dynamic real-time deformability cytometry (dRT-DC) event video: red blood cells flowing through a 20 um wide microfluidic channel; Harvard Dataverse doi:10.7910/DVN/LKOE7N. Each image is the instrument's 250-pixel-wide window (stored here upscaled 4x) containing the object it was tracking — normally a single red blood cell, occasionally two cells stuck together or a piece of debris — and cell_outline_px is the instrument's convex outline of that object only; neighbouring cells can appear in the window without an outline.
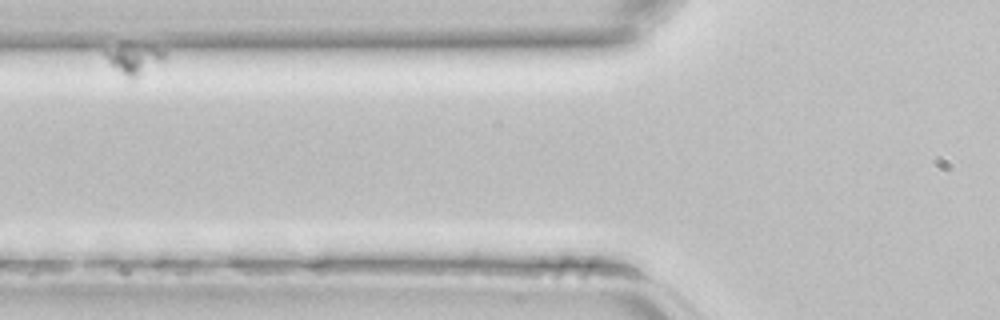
{"species": "common noctule bat (a hibernating species)", "species_latin": "Nyctalus noctula", "temperature_condition": "room temperature", "stored_images_in_passage": 7, "segment_of_instrument_passage": [2, 2], "camera_frame_rate_fps": 3000, "um_per_image_px": 0.085, "animal": {"sex": "female", "body_mass_g": 22.7, "forearm_length_mm": 54.2}, "frame": {"image": 1, "passage_image": 5, "time_ms": 1.333, "image_size_px": [1000, 320], "cell_outline_px": [[164, 60], [132, 80], [128, 80], [104, 56], [104, 52], [128, 40], [156, 48], [164, 52]], "centroid_in_image_um": [11.38, 4.97], "position_along_channel_um": 114.4, "area_um2": 10.52}}